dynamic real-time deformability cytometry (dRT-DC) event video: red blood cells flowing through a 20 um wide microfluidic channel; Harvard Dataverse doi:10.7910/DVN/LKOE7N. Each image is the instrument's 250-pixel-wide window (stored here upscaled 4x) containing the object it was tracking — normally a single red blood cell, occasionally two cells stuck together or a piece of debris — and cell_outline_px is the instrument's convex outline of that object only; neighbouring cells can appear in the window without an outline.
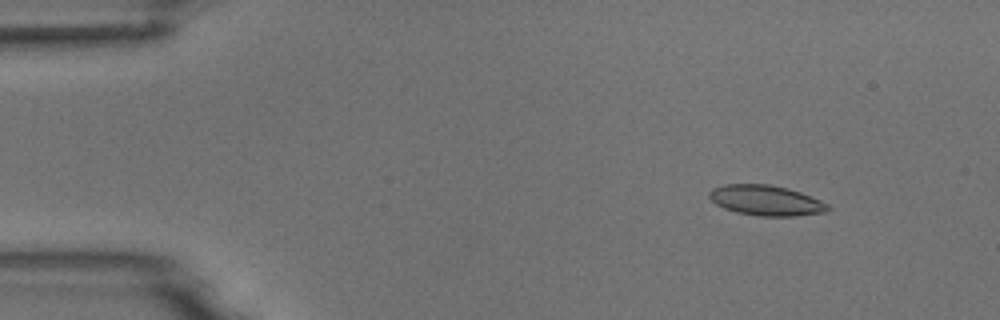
{"species": "common noctule bat (a hibernating species)", "species_latin": "Nyctalus noctula", "temperature_condition": "room temperature", "stored_images_in_passage": 4, "camera_frame_rate_fps": 3000, "um_per_image_px": 0.085, "animal": {"sex": "male", "body_mass_g": 18.8}, "frame": {"image": 1, "passage_image": 2, "time_ms": 1.333, "image_size_px": [1000, 320], "cell_outline_px": [[832, 208], [828, 212], [792, 216], [760, 216], [736, 212], [724, 208], [716, 204], [708, 196], [708, 192], [712, 188], [724, 184], [768, 184], [788, 188], [800, 192], [820, 200], [828, 204]], "centroid_in_image_um": [65.11, 17.03], "position_along_channel_um": 19.9, "area_um2": 21.04}}
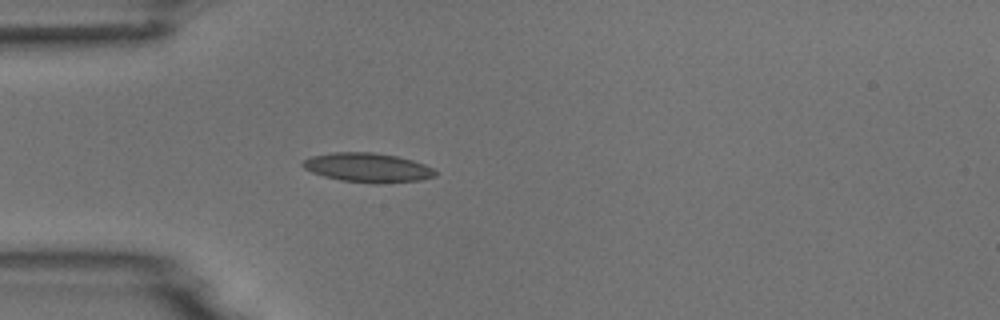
{"frame": {"image": 2, "passage_image": 4, "time_ms": 4.333, "image_size_px": [1000, 320], "cell_outline_px": [[436, 176], [420, 180], [380, 184], [372, 184], [340, 180], [324, 176], [312, 172], [304, 168], [300, 164], [304, 160], [312, 156], [336, 152], [372, 152], [396, 156], [412, 160], [424, 164], [432, 168], [436, 172]], "centroid_in_image_um": [31.25, 14.26], "position_along_channel_um": 53.7, "area_um2": 22.6}}